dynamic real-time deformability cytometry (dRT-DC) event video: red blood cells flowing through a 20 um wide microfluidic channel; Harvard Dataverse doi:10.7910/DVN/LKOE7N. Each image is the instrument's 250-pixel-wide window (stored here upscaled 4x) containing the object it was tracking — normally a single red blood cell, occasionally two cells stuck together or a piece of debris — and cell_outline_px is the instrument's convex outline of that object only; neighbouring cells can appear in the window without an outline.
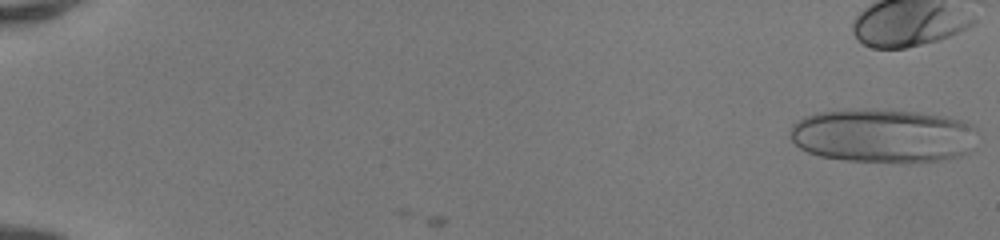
{"species": "human", "species_latin": "Homo sapiens", "temperature_condition": "room temperature", "stored_images_in_passage": 41, "camera_frame_rate_fps": 3000, "um_per_image_px": 0.085, "donor": {"sex": "female"}, "frame": {"image": 1, "passage_image": 1, "time_ms": 0.0, "image_size_px": [1000, 240], "cell_outline_px": [[976, 128], [968, 152], [960, 156], [940, 160], [908, 164], [900, 164], [844, 160], [820, 156], [808, 152], [800, 148], [788, 136], [792, 124], [796, 120], [804, 116], [816, 112], [864, 108], [872, 108], [916, 112], [948, 116], [972, 124]], "centroid_in_image_um": [75.0, 11.54], "position_along_channel_um": 10.0, "area_um2": 59.88}}
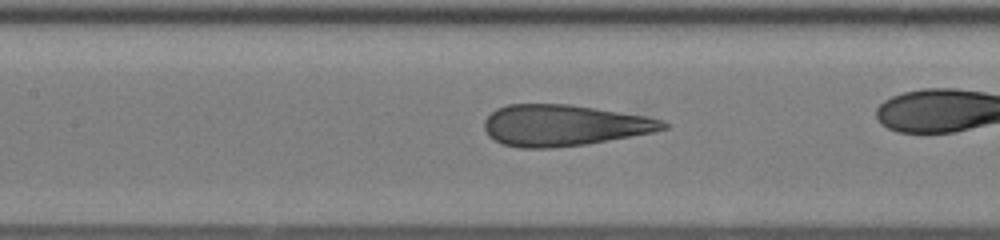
{"frame": {"image": 2, "passage_image": 25, "time_ms": 8.0, "image_size_px": [1000, 240], "cell_outline_px": [[668, 128], [652, 132], [588, 144], [552, 148], [520, 148], [504, 144], [488, 136], [484, 128], [484, 120], [496, 108], [508, 104], [572, 104], [644, 116], [660, 120], [668, 124]], "centroid_in_image_um": [47.89, 10.65], "position_along_channel_um": 159.5, "area_um2": 42.83}}
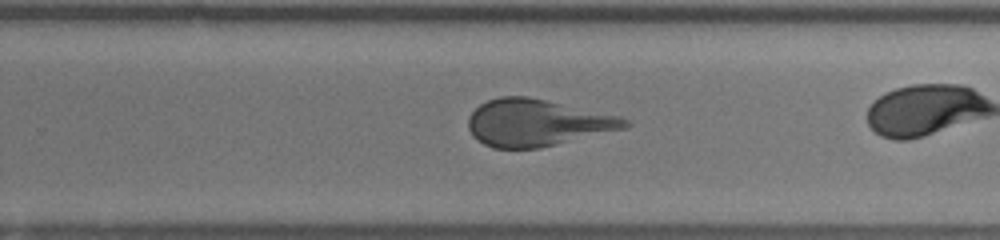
{"frame": {"image": 3, "passage_image": 34, "time_ms": 11.0, "image_size_px": [1000, 240], "cell_outline_px": [[632, 124], [628, 128], [540, 148], [492, 148], [476, 140], [472, 136], [468, 128], [468, 116], [480, 104], [488, 100], [500, 96], [528, 96], [620, 116], [628, 120]], "centroid_in_image_um": [45.65, 10.44], "position_along_channel_um": 284.2, "area_um2": 43.0}}